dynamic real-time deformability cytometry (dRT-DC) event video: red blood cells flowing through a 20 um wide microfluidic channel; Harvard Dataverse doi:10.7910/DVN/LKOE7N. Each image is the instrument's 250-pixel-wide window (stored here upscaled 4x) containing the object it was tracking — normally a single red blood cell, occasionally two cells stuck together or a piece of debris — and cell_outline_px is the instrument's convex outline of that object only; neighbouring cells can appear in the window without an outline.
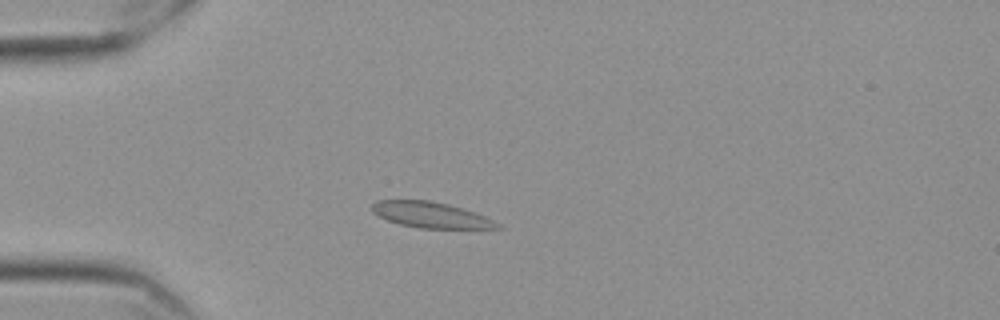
{"species": "Egyptian fruit bat (a non-hibernating species)", "species_latin": "Rousettus aegyptiacus", "temperature_condition": "cold", "stored_images_in_passage": 54, "camera_frame_rate_fps": 3000, "um_per_image_px": 0.085, "frame": {"image": 1, "passage_image": 12, "time_ms": 3.667, "image_size_px": [1000, 320], "cell_outline_px": [[504, 228], [420, 228], [400, 224], [388, 220], [372, 212], [372, 204], [376, 200], [428, 200], [448, 204], [484, 216], [500, 224]], "centroid_in_image_um": [36.59, 18.26], "position_along_channel_um": 48.4, "area_um2": 18.5}}
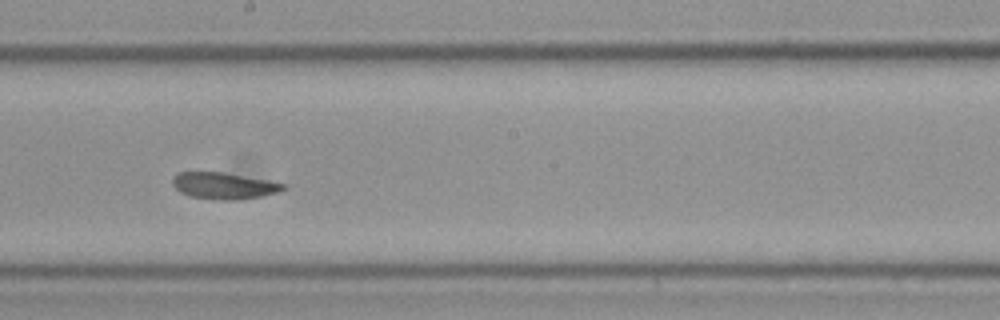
{"frame": {"image": 2, "passage_image": 29, "time_ms": 9.333, "image_size_px": [1000, 320], "cell_outline_px": [[288, 188], [280, 192], [260, 196], [236, 200], [212, 200], [188, 196], [180, 192], [172, 184], [172, 176], [180, 172], [224, 172], [288, 184]], "centroid_in_image_um": [19.04, 15.79], "position_along_channel_um": 229.2, "area_um2": 17.4}}
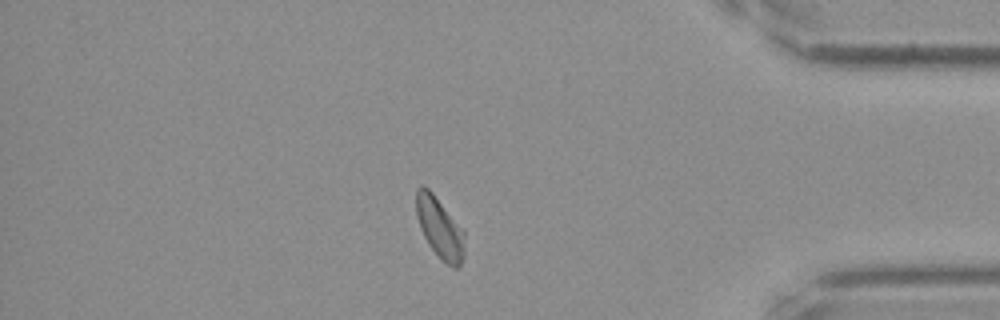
{"frame": {"image": 3, "passage_image": 46, "time_ms": 15.0, "image_size_px": [1000, 320], "cell_outline_px": [[464, 256], [460, 264], [456, 268], [452, 268], [428, 244], [420, 228], [416, 216], [416, 188], [420, 184], [424, 184], [432, 192], [464, 232]], "centroid_in_image_um": [37.34, 19.33], "position_along_channel_um": 397.9, "area_um2": 16.82}}